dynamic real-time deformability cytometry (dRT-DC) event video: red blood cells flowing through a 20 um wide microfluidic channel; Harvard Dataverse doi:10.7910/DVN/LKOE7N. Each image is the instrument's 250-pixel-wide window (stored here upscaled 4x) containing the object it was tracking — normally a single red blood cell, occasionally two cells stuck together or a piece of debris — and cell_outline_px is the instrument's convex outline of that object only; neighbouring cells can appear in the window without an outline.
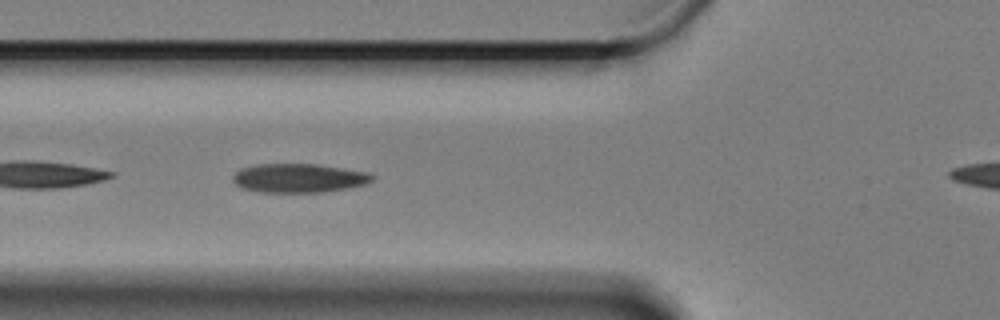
{"species": "Egyptian fruit bat (a non-hibernating species)", "species_latin": "Rousettus aegyptiacus", "temperature_condition": "cold", "stored_images_in_passage": 25, "camera_frame_rate_fps": 3000, "um_per_image_px": 0.085, "animal": {"sex": "female"}, "frame": {"image": 1, "passage_image": 4, "time_ms": 1.0, "image_size_px": [1000, 320], "cell_outline_px": [[376, 176], [372, 180], [364, 184], [348, 188], [320, 192], [260, 192], [240, 188], [232, 180], [232, 176], [240, 168], [256, 164], [316, 164], [364, 172]], "centroid_in_image_um": [25.33, 15.14], "position_along_channel_um": 100.5, "area_um2": 23.35}}
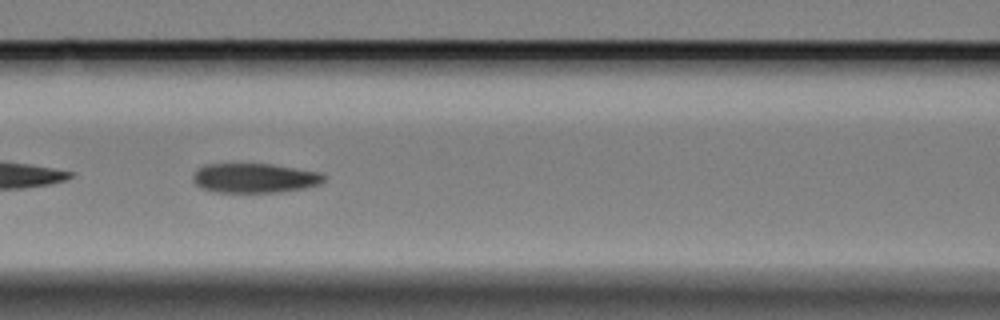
{"frame": {"image": 2, "passage_image": 8, "time_ms": 2.333, "image_size_px": [1000, 320], "cell_outline_px": [[328, 176], [320, 184], [308, 188], [280, 192], [216, 192], [200, 188], [192, 180], [192, 176], [196, 168], [204, 164], [272, 164], [320, 172]], "centroid_in_image_um": [21.65, 15.13], "position_along_channel_um": 145.0, "area_um2": 22.89}}